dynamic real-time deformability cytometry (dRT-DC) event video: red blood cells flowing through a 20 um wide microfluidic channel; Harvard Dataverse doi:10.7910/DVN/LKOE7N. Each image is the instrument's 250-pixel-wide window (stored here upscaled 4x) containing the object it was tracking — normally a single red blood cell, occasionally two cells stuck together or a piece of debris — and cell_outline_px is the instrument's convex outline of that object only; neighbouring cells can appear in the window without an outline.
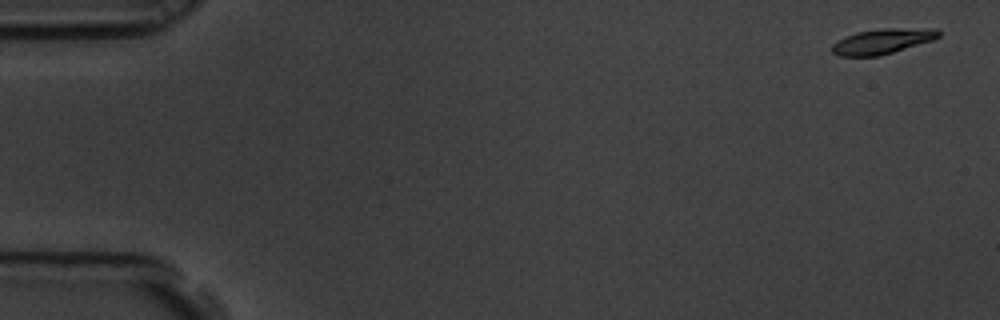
{"species": "common noctule bat (a hibernating species)", "species_latin": "Nyctalus noctula", "temperature_condition": "room temperature", "stored_images_in_passage": 11, "camera_frame_rate_fps": 3000, "um_per_image_px": 0.085, "animal": {"sex": "male", "body_mass_g": 19.5, "forearm_length_mm": 54.6}, "frame": {"image": 1, "passage_image": 1, "time_ms": 0.0, "image_size_px": [1000, 320], "cell_outline_px": [[940, 36], [932, 40], [880, 56], [840, 56], [832, 52], [832, 44], [836, 40], [844, 36], [856, 32], [884, 28], [936, 28], [940, 32]], "centroid_in_image_um": [74.98, 3.5], "position_along_channel_um": 10.0, "area_um2": 15.72}}
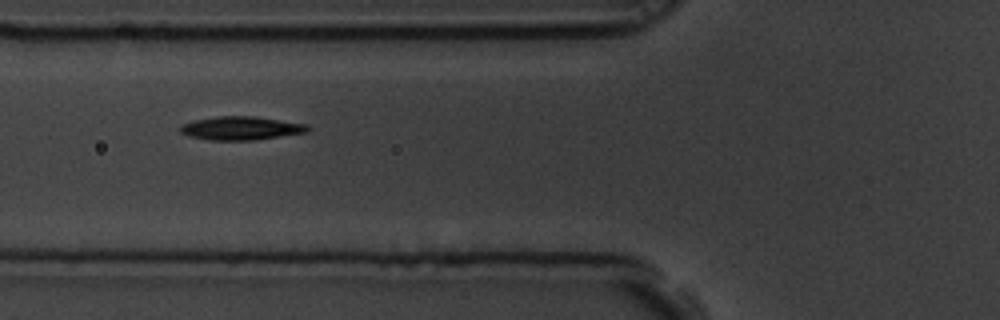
{"frame": {"image": 2, "passage_image": 6, "time_ms": 1.667, "image_size_px": [1000, 320], "cell_outline_px": [[312, 128], [308, 132], [256, 140], [208, 140], [188, 136], [180, 132], [180, 124], [196, 120], [216, 116], [252, 116], [308, 124]], "centroid_in_image_um": [20.5, 10.9], "position_along_channel_um": 105.3, "area_um2": 17.57}}
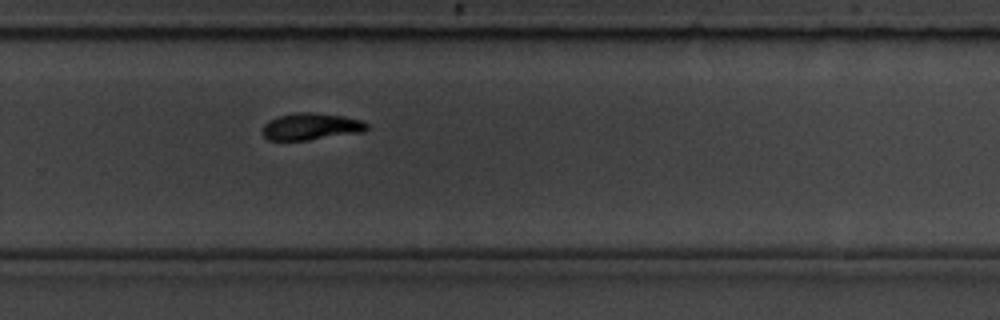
{"frame": {"image": 3, "passage_image": 11, "time_ms": 3.333, "image_size_px": [1000, 320], "cell_outline_px": [[368, 128], [364, 132], [308, 140], [268, 140], [260, 132], [264, 124], [268, 120], [276, 116], [296, 112], [316, 112], [344, 116], [360, 120], [368, 124]], "centroid_in_image_um": [26.4, 10.75], "position_along_channel_um": 303.4, "area_um2": 16.65}}